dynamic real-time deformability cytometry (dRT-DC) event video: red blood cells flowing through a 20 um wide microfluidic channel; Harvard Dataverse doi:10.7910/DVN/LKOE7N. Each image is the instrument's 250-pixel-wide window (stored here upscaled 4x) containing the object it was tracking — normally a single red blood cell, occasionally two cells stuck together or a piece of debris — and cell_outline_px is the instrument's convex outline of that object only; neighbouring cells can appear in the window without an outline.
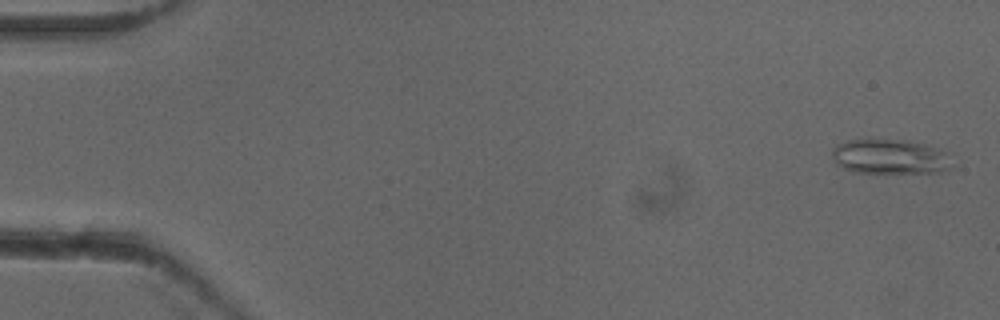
{"species": "common noctule bat (a hibernating species)", "species_latin": "Nyctalus noctula", "temperature_condition": "cold", "stored_images_in_passage": 11, "camera_frame_rate_fps": 3000, "um_per_image_px": 0.085, "animal": {"sex": "female"}, "frame": {"image": 1, "passage_image": 2, "time_ms": 0.333, "image_size_px": [1000, 320], "cell_outline_px": [[956, 164], [952, 168], [940, 172], [852, 172], [836, 164], [832, 156], [832, 148], [836, 144], [848, 140], [908, 140], [924, 144], [936, 148], [944, 152]], "centroid_in_image_um": [75.66, 13.32], "position_along_channel_um": 9.3, "area_um2": 24.28}}